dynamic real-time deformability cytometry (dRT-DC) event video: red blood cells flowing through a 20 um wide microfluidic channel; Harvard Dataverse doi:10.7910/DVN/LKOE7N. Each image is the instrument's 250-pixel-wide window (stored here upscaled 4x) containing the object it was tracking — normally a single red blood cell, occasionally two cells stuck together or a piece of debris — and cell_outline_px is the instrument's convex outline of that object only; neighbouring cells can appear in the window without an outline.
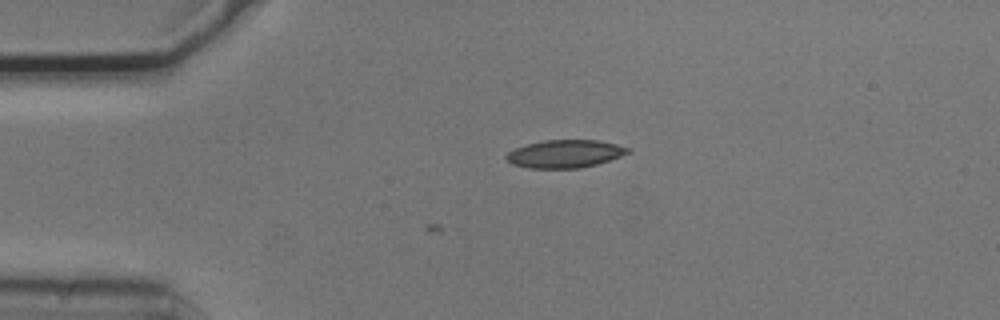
{"species": "common noctule bat (a hibernating species)", "species_latin": "Nyctalus noctula", "temperature_condition": "cold", "stored_images_in_passage": 5, "camera_frame_rate_fps": 3000, "um_per_image_px": 0.085, "animal": {"sex": "male", "body_mass_g": 20.5, "forearm_length_mm": 52.5}, "frame": {"image": 1, "passage_image": 5, "time_ms": 1.333, "image_size_px": [1000, 320], "cell_outline_px": [[632, 152], [596, 164], [580, 168], [528, 168], [512, 164], [504, 156], [508, 152], [516, 148], [528, 144], [544, 140], [600, 140], [632, 148]], "centroid_in_image_um": [48.05, 13.07], "position_along_channel_um": 37.0, "area_um2": 19.71}}